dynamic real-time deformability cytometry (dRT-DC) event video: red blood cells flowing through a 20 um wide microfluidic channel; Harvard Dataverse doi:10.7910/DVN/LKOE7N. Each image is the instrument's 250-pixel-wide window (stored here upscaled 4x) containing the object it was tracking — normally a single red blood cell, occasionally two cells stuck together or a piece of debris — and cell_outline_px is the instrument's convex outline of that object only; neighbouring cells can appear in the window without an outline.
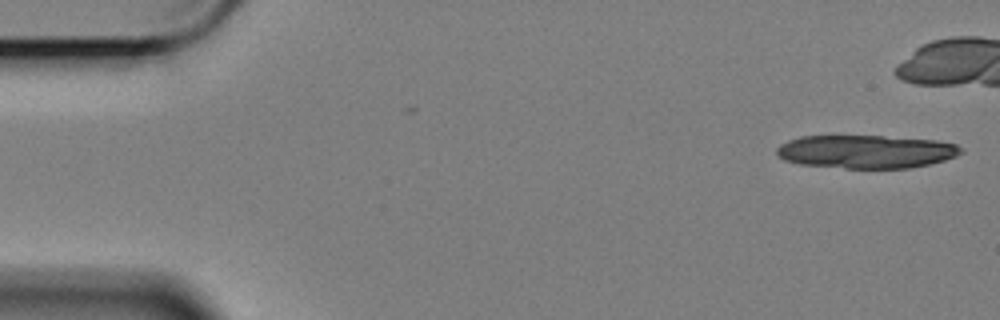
{"species": "Egyptian fruit bat (a non-hibernating species)", "species_latin": "Rousettus aegyptiacus", "temperature_condition": "cold", "stored_images_in_passage": 12, "camera_frame_rate_fps": 3000, "um_per_image_px": 0.085, "animal": {"sex": "female"}, "frame": {"image": 1, "passage_image": 1, "time_ms": 0.0, "image_size_px": [1000, 320], "cell_outline_px": [[964, 152], [956, 156], [944, 160], [928, 164], [908, 168], [844, 168], [800, 164], [784, 160], [776, 152], [776, 148], [780, 144], [788, 140], [800, 136], [884, 136], [936, 140], [956, 144]], "centroid_in_image_um": [73.6, 12.88], "position_along_channel_um": 11.4, "area_um2": 35.66}}